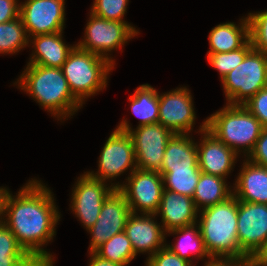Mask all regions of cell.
<instances>
[{"mask_svg":"<svg viewBox=\"0 0 267 266\" xmlns=\"http://www.w3.org/2000/svg\"><path fill=\"white\" fill-rule=\"evenodd\" d=\"M128 100L132 114L140 119L138 126L158 123L159 95L155 88L149 84H142Z\"/></svg>","mask_w":267,"mask_h":266,"instance_id":"cell-25","label":"cell"},{"mask_svg":"<svg viewBox=\"0 0 267 266\" xmlns=\"http://www.w3.org/2000/svg\"><path fill=\"white\" fill-rule=\"evenodd\" d=\"M26 47H29V38L20 16L0 24V54H17Z\"/></svg>","mask_w":267,"mask_h":266,"instance_id":"cell-27","label":"cell"},{"mask_svg":"<svg viewBox=\"0 0 267 266\" xmlns=\"http://www.w3.org/2000/svg\"><path fill=\"white\" fill-rule=\"evenodd\" d=\"M237 236L240 249L252 258L267 240V204L238 200Z\"/></svg>","mask_w":267,"mask_h":266,"instance_id":"cell-16","label":"cell"},{"mask_svg":"<svg viewBox=\"0 0 267 266\" xmlns=\"http://www.w3.org/2000/svg\"><path fill=\"white\" fill-rule=\"evenodd\" d=\"M114 67L106 58L75 46L61 69L73 96L83 105L107 87Z\"/></svg>","mask_w":267,"mask_h":266,"instance_id":"cell-5","label":"cell"},{"mask_svg":"<svg viewBox=\"0 0 267 266\" xmlns=\"http://www.w3.org/2000/svg\"><path fill=\"white\" fill-rule=\"evenodd\" d=\"M130 124L124 118L115 128L130 134L137 168L159 172L167 142L174 133L160 123L137 126L135 129Z\"/></svg>","mask_w":267,"mask_h":266,"instance_id":"cell-8","label":"cell"},{"mask_svg":"<svg viewBox=\"0 0 267 266\" xmlns=\"http://www.w3.org/2000/svg\"><path fill=\"white\" fill-rule=\"evenodd\" d=\"M98 171H86L91 177L110 182L114 189L120 188L119 182H113L121 174L128 176L137 168L133 140L128 132L115 128L107 138L98 158Z\"/></svg>","mask_w":267,"mask_h":266,"instance_id":"cell-9","label":"cell"},{"mask_svg":"<svg viewBox=\"0 0 267 266\" xmlns=\"http://www.w3.org/2000/svg\"><path fill=\"white\" fill-rule=\"evenodd\" d=\"M171 234L178 238L173 244H171V242L169 244L166 243V246L180 258L189 261L193 266L196 265V260H206L204 264L211 260L205 250L203 239L197 224L173 229L166 233L167 236Z\"/></svg>","mask_w":267,"mask_h":266,"instance_id":"cell-23","label":"cell"},{"mask_svg":"<svg viewBox=\"0 0 267 266\" xmlns=\"http://www.w3.org/2000/svg\"><path fill=\"white\" fill-rule=\"evenodd\" d=\"M253 49L249 39L241 48L224 53H207L209 65L219 72L222 80L231 70L243 62L245 56Z\"/></svg>","mask_w":267,"mask_h":266,"instance_id":"cell-30","label":"cell"},{"mask_svg":"<svg viewBox=\"0 0 267 266\" xmlns=\"http://www.w3.org/2000/svg\"><path fill=\"white\" fill-rule=\"evenodd\" d=\"M243 105L267 128V87L262 88Z\"/></svg>","mask_w":267,"mask_h":266,"instance_id":"cell-34","label":"cell"},{"mask_svg":"<svg viewBox=\"0 0 267 266\" xmlns=\"http://www.w3.org/2000/svg\"><path fill=\"white\" fill-rule=\"evenodd\" d=\"M192 134H173L168 140L159 173L199 169L196 140Z\"/></svg>","mask_w":267,"mask_h":266,"instance_id":"cell-21","label":"cell"},{"mask_svg":"<svg viewBox=\"0 0 267 266\" xmlns=\"http://www.w3.org/2000/svg\"><path fill=\"white\" fill-rule=\"evenodd\" d=\"M94 253L102 259L109 260L121 266H127L132 260L136 259L131 242L125 232L111 237Z\"/></svg>","mask_w":267,"mask_h":266,"instance_id":"cell-26","label":"cell"},{"mask_svg":"<svg viewBox=\"0 0 267 266\" xmlns=\"http://www.w3.org/2000/svg\"><path fill=\"white\" fill-rule=\"evenodd\" d=\"M238 25L234 22L220 23L208 34V53H224L241 48L249 39L248 17H241Z\"/></svg>","mask_w":267,"mask_h":266,"instance_id":"cell-22","label":"cell"},{"mask_svg":"<svg viewBox=\"0 0 267 266\" xmlns=\"http://www.w3.org/2000/svg\"><path fill=\"white\" fill-rule=\"evenodd\" d=\"M159 95L158 123L175 134H192L196 112L192 94L186 86Z\"/></svg>","mask_w":267,"mask_h":266,"instance_id":"cell-13","label":"cell"},{"mask_svg":"<svg viewBox=\"0 0 267 266\" xmlns=\"http://www.w3.org/2000/svg\"><path fill=\"white\" fill-rule=\"evenodd\" d=\"M146 259L145 266H193L189 261L173 253L167 246Z\"/></svg>","mask_w":267,"mask_h":266,"instance_id":"cell-33","label":"cell"},{"mask_svg":"<svg viewBox=\"0 0 267 266\" xmlns=\"http://www.w3.org/2000/svg\"><path fill=\"white\" fill-rule=\"evenodd\" d=\"M9 190L7 187H0V223L3 221L5 199Z\"/></svg>","mask_w":267,"mask_h":266,"instance_id":"cell-40","label":"cell"},{"mask_svg":"<svg viewBox=\"0 0 267 266\" xmlns=\"http://www.w3.org/2000/svg\"><path fill=\"white\" fill-rule=\"evenodd\" d=\"M89 255H90V262L88 266H121L109 260L102 259L95 253H89Z\"/></svg>","mask_w":267,"mask_h":266,"instance_id":"cell-39","label":"cell"},{"mask_svg":"<svg viewBox=\"0 0 267 266\" xmlns=\"http://www.w3.org/2000/svg\"><path fill=\"white\" fill-rule=\"evenodd\" d=\"M204 266H254L251 257L241 259H211Z\"/></svg>","mask_w":267,"mask_h":266,"instance_id":"cell-37","label":"cell"},{"mask_svg":"<svg viewBox=\"0 0 267 266\" xmlns=\"http://www.w3.org/2000/svg\"><path fill=\"white\" fill-rule=\"evenodd\" d=\"M13 85L26 92L56 120H68L82 104L73 96L61 68L27 64Z\"/></svg>","mask_w":267,"mask_h":266,"instance_id":"cell-2","label":"cell"},{"mask_svg":"<svg viewBox=\"0 0 267 266\" xmlns=\"http://www.w3.org/2000/svg\"><path fill=\"white\" fill-rule=\"evenodd\" d=\"M207 129L237 155L247 158L254 149L263 126L244 106L227 104L211 114Z\"/></svg>","mask_w":267,"mask_h":266,"instance_id":"cell-4","label":"cell"},{"mask_svg":"<svg viewBox=\"0 0 267 266\" xmlns=\"http://www.w3.org/2000/svg\"><path fill=\"white\" fill-rule=\"evenodd\" d=\"M221 83L227 104L243 105L267 87V54L252 49Z\"/></svg>","mask_w":267,"mask_h":266,"instance_id":"cell-6","label":"cell"},{"mask_svg":"<svg viewBox=\"0 0 267 266\" xmlns=\"http://www.w3.org/2000/svg\"><path fill=\"white\" fill-rule=\"evenodd\" d=\"M19 12V0H0V24L18 18Z\"/></svg>","mask_w":267,"mask_h":266,"instance_id":"cell-36","label":"cell"},{"mask_svg":"<svg viewBox=\"0 0 267 266\" xmlns=\"http://www.w3.org/2000/svg\"><path fill=\"white\" fill-rule=\"evenodd\" d=\"M246 159L257 165L267 167V128H263L254 149Z\"/></svg>","mask_w":267,"mask_h":266,"instance_id":"cell-35","label":"cell"},{"mask_svg":"<svg viewBox=\"0 0 267 266\" xmlns=\"http://www.w3.org/2000/svg\"><path fill=\"white\" fill-rule=\"evenodd\" d=\"M89 14L84 37L76 43V46L106 58L115 66L116 60L111 57L113 50L121 48L122 52V47L138 36L139 29L128 22L106 20L91 12Z\"/></svg>","mask_w":267,"mask_h":266,"instance_id":"cell-7","label":"cell"},{"mask_svg":"<svg viewBox=\"0 0 267 266\" xmlns=\"http://www.w3.org/2000/svg\"><path fill=\"white\" fill-rule=\"evenodd\" d=\"M109 185L91 177L87 172L80 175L74 183L70 209L86 231L95 224L105 199L114 190Z\"/></svg>","mask_w":267,"mask_h":266,"instance_id":"cell-11","label":"cell"},{"mask_svg":"<svg viewBox=\"0 0 267 266\" xmlns=\"http://www.w3.org/2000/svg\"><path fill=\"white\" fill-rule=\"evenodd\" d=\"M130 214L124 194L114 189L105 199L97 221L87 230L91 236L88 253H94L111 237L124 232Z\"/></svg>","mask_w":267,"mask_h":266,"instance_id":"cell-14","label":"cell"},{"mask_svg":"<svg viewBox=\"0 0 267 266\" xmlns=\"http://www.w3.org/2000/svg\"><path fill=\"white\" fill-rule=\"evenodd\" d=\"M13 195L8 192L2 223L32 258L54 263L52 253L44 249L56 235L61 218L52 190L41 180L31 178Z\"/></svg>","mask_w":267,"mask_h":266,"instance_id":"cell-1","label":"cell"},{"mask_svg":"<svg viewBox=\"0 0 267 266\" xmlns=\"http://www.w3.org/2000/svg\"><path fill=\"white\" fill-rule=\"evenodd\" d=\"M33 259L19 245L16 237L0 223V266H26Z\"/></svg>","mask_w":267,"mask_h":266,"instance_id":"cell-28","label":"cell"},{"mask_svg":"<svg viewBox=\"0 0 267 266\" xmlns=\"http://www.w3.org/2000/svg\"><path fill=\"white\" fill-rule=\"evenodd\" d=\"M233 183V195L239 201L267 204V167L244 158Z\"/></svg>","mask_w":267,"mask_h":266,"instance_id":"cell-19","label":"cell"},{"mask_svg":"<svg viewBox=\"0 0 267 266\" xmlns=\"http://www.w3.org/2000/svg\"><path fill=\"white\" fill-rule=\"evenodd\" d=\"M63 32L30 37L29 45L33 50L27 64L61 68L69 53L76 46V44L70 45L63 41Z\"/></svg>","mask_w":267,"mask_h":266,"instance_id":"cell-20","label":"cell"},{"mask_svg":"<svg viewBox=\"0 0 267 266\" xmlns=\"http://www.w3.org/2000/svg\"><path fill=\"white\" fill-rule=\"evenodd\" d=\"M227 179L216 175L200 173L193 200L200 211L206 207L225 201L233 194V187L228 186Z\"/></svg>","mask_w":267,"mask_h":266,"instance_id":"cell-24","label":"cell"},{"mask_svg":"<svg viewBox=\"0 0 267 266\" xmlns=\"http://www.w3.org/2000/svg\"><path fill=\"white\" fill-rule=\"evenodd\" d=\"M254 266H267V240L258 252L252 257Z\"/></svg>","mask_w":267,"mask_h":266,"instance_id":"cell-38","label":"cell"},{"mask_svg":"<svg viewBox=\"0 0 267 266\" xmlns=\"http://www.w3.org/2000/svg\"><path fill=\"white\" fill-rule=\"evenodd\" d=\"M53 264H54V263H49L47 266H54Z\"/></svg>","mask_w":267,"mask_h":266,"instance_id":"cell-42","label":"cell"},{"mask_svg":"<svg viewBox=\"0 0 267 266\" xmlns=\"http://www.w3.org/2000/svg\"><path fill=\"white\" fill-rule=\"evenodd\" d=\"M198 130V135H202L200 141H196L199 169L202 173L227 179L239 155L207 129V119Z\"/></svg>","mask_w":267,"mask_h":266,"instance_id":"cell-15","label":"cell"},{"mask_svg":"<svg viewBox=\"0 0 267 266\" xmlns=\"http://www.w3.org/2000/svg\"><path fill=\"white\" fill-rule=\"evenodd\" d=\"M200 169L171 170L160 173L163 176L164 189L178 194L193 197L200 178Z\"/></svg>","mask_w":267,"mask_h":266,"instance_id":"cell-29","label":"cell"},{"mask_svg":"<svg viewBox=\"0 0 267 266\" xmlns=\"http://www.w3.org/2000/svg\"><path fill=\"white\" fill-rule=\"evenodd\" d=\"M65 0H25L20 2L19 16L28 38L64 31Z\"/></svg>","mask_w":267,"mask_h":266,"instance_id":"cell-12","label":"cell"},{"mask_svg":"<svg viewBox=\"0 0 267 266\" xmlns=\"http://www.w3.org/2000/svg\"><path fill=\"white\" fill-rule=\"evenodd\" d=\"M49 262L44 261V260H38V259H33L30 263H28L26 266H47Z\"/></svg>","mask_w":267,"mask_h":266,"instance_id":"cell-41","label":"cell"},{"mask_svg":"<svg viewBox=\"0 0 267 266\" xmlns=\"http://www.w3.org/2000/svg\"><path fill=\"white\" fill-rule=\"evenodd\" d=\"M129 0H94L90 12L111 21L124 20Z\"/></svg>","mask_w":267,"mask_h":266,"instance_id":"cell-32","label":"cell"},{"mask_svg":"<svg viewBox=\"0 0 267 266\" xmlns=\"http://www.w3.org/2000/svg\"><path fill=\"white\" fill-rule=\"evenodd\" d=\"M197 225L211 259L248 257L237 236L238 200L232 194L225 201L199 211Z\"/></svg>","mask_w":267,"mask_h":266,"instance_id":"cell-3","label":"cell"},{"mask_svg":"<svg viewBox=\"0 0 267 266\" xmlns=\"http://www.w3.org/2000/svg\"><path fill=\"white\" fill-rule=\"evenodd\" d=\"M199 210L193 198L163 189L156 216L161 217L162 227L170 230L197 224Z\"/></svg>","mask_w":267,"mask_h":266,"instance_id":"cell-18","label":"cell"},{"mask_svg":"<svg viewBox=\"0 0 267 266\" xmlns=\"http://www.w3.org/2000/svg\"><path fill=\"white\" fill-rule=\"evenodd\" d=\"M125 181L120 182L119 190L124 194L134 214H156L164 189L163 176L158 171L136 168Z\"/></svg>","mask_w":267,"mask_h":266,"instance_id":"cell-10","label":"cell"},{"mask_svg":"<svg viewBox=\"0 0 267 266\" xmlns=\"http://www.w3.org/2000/svg\"><path fill=\"white\" fill-rule=\"evenodd\" d=\"M249 37L253 49L267 54V10L248 13Z\"/></svg>","mask_w":267,"mask_h":266,"instance_id":"cell-31","label":"cell"},{"mask_svg":"<svg viewBox=\"0 0 267 266\" xmlns=\"http://www.w3.org/2000/svg\"><path fill=\"white\" fill-rule=\"evenodd\" d=\"M155 217L156 214L131 213L127 219L124 232L136 256L148 253L149 258L166 246V232Z\"/></svg>","mask_w":267,"mask_h":266,"instance_id":"cell-17","label":"cell"}]
</instances>
